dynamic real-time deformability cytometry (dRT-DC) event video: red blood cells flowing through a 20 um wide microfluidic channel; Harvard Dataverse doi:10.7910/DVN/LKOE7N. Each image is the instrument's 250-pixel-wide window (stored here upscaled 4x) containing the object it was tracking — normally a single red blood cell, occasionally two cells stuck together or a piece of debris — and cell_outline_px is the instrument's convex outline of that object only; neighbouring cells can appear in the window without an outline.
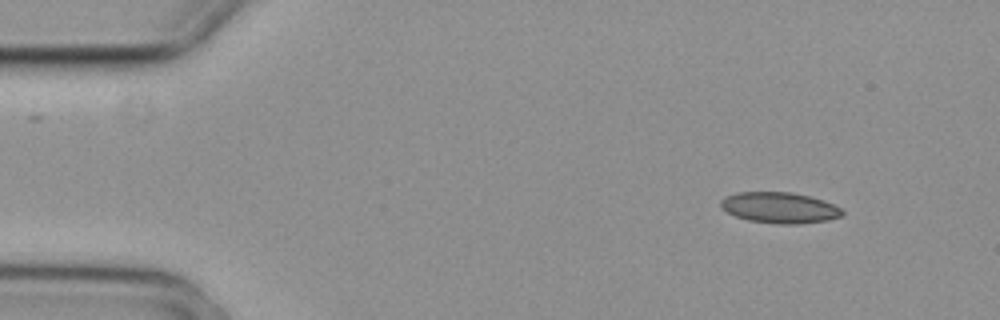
{"species": "common noctule bat (a hibernating species)", "species_latin": "Nyctalus noctula", "temperature_condition": "cold", "stored_images_in_passage": 4, "segment_of_instrument_passage": [2, 2], "camera_frame_rate_fps": 3000, "um_per_image_px": 0.085, "animal": {"sex": "female", "body_mass_g": 29.2, "forearm_length_mm": 56.3}, "frame": {"image": 1, "passage_image": 4, "time_ms": 1.0, "image_size_px": [1000, 320], "cell_outline_px": [[844, 216], [828, 220], [800, 224], [776, 224], [748, 220], [736, 216], [720, 208], [720, 200], [724, 196], [736, 192], [792, 192], [824, 200], [840, 208], [844, 212]], "centroid_in_image_um": [66.25, 17.65], "position_along_channel_um": 18.7, "area_um2": 22.08}}